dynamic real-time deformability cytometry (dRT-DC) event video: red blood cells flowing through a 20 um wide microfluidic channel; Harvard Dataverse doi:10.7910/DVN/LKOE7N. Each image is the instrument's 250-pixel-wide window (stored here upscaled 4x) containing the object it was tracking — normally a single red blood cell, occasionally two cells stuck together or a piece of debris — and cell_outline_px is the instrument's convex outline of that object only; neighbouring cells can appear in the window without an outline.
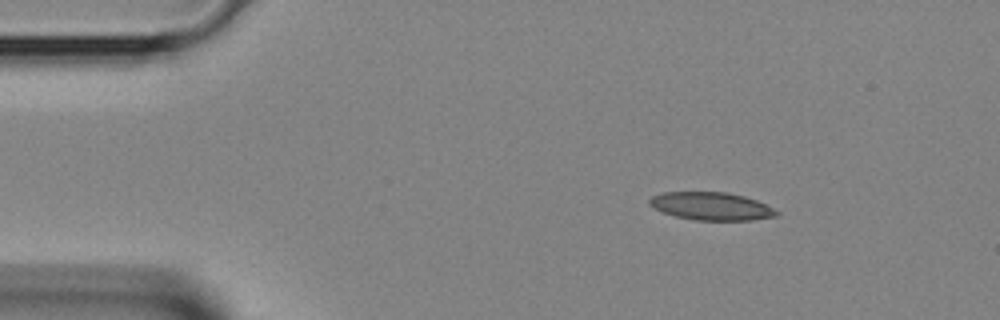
{"species": "Egyptian fruit bat (a non-hibernating species)", "species_latin": "Rousettus aegyptiacus", "temperature_condition": "room temperature", "stored_images_in_passage": 3, "camera_frame_rate_fps": 3000, "um_per_image_px": 0.085, "animal": {"sex": "female"}, "frame": {"image": 1, "passage_image": 1, "time_ms": 0.0, "image_size_px": [1000, 320], "cell_outline_px": [[780, 216], [752, 220], [696, 220], [676, 216], [664, 212], [648, 204], [648, 200], [652, 196], [660, 192], [728, 192], [744, 196], [756, 200], [780, 212]], "centroid_in_image_um": [60.48, 17.52], "position_along_channel_um": 24.5, "area_um2": 20.63}}
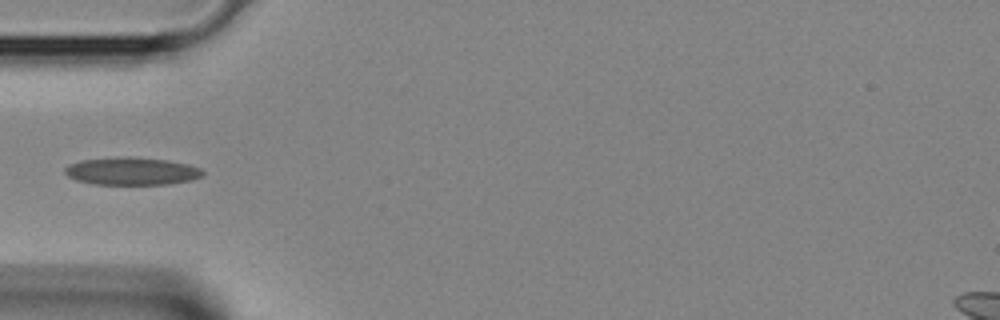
{"frame": {"image": 2, "passage_image": 3, "time_ms": 0.667, "image_size_px": [1000, 320], "cell_outline_px": [[204, 176], [192, 180], [168, 184], [92, 184], [76, 180], [68, 176], [64, 172], [64, 168], [68, 164], [80, 160], [168, 160], [188, 164], [200, 168], [204, 172]], "centroid_in_image_um": [11.23, 14.61], "position_along_channel_um": 73.8, "area_um2": 21.1}}